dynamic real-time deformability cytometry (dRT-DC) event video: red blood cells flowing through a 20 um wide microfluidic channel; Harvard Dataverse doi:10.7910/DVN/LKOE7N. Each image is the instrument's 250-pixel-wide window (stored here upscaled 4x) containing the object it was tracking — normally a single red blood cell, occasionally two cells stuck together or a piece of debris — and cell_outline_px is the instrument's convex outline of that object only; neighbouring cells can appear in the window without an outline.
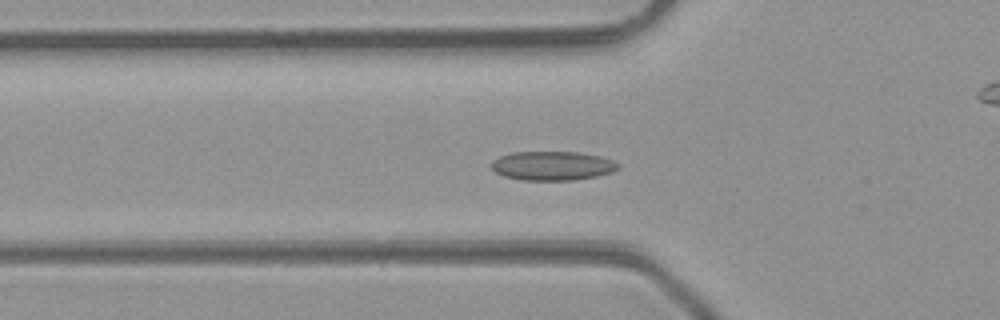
{"species": "common noctule bat (a hibernating species)", "species_latin": "Nyctalus noctula", "temperature_condition": "room temperature", "stored_images_in_passage": 46, "camera_frame_rate_fps": 3000, "um_per_image_px": 0.085, "animal": {"sex": "male", "body_mass_g": 23.1, "forearm_length_mm": 52.7}, "frame": {"image": 1, "passage_image": 13, "time_ms": 4.0, "image_size_px": [1000, 320], "cell_outline_px": [[620, 168], [612, 172], [596, 176], [572, 180], [520, 180], [504, 176], [496, 172], [492, 168], [492, 160], [500, 156], [512, 152], [580, 152], [600, 156], [612, 160], [620, 164]], "centroid_in_image_um": [46.97, 14.09], "position_along_channel_um": 78.8, "area_um2": 21.5}}
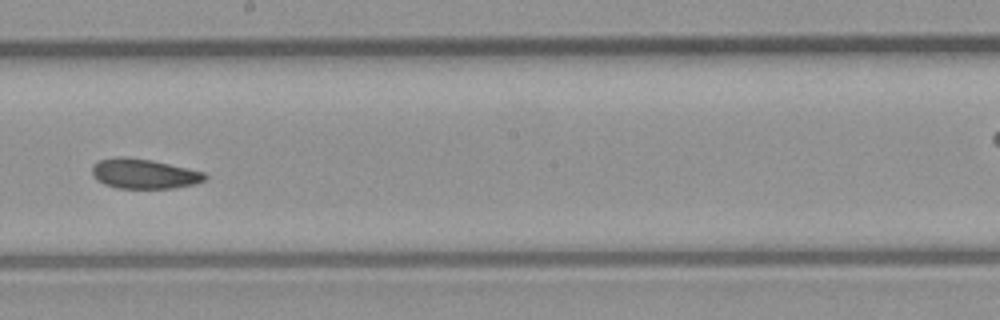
{"frame": {"image": 2, "passage_image": 24, "time_ms": 7.667, "image_size_px": [1000, 320], "cell_outline_px": [[208, 176], [204, 180], [192, 184], [176, 188], [116, 188], [104, 184], [96, 180], [92, 172], [92, 164], [100, 160], [116, 156], [124, 156], [152, 160], [204, 172]], "centroid_in_image_um": [12.2, 14.76], "position_along_channel_um": 236.0, "area_um2": 19.65}}
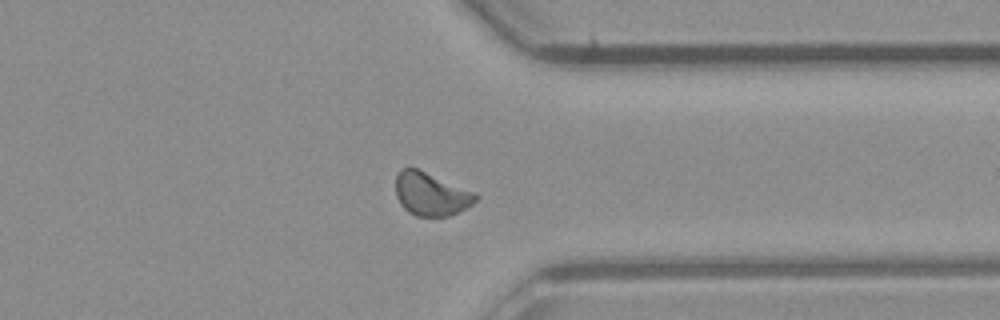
{"frame": {"image": 3, "passage_image": 34, "time_ms": 11.0, "image_size_px": [1000, 320], "cell_outline_px": [[480, 196], [472, 204], [448, 216], [416, 216], [408, 212], [400, 204], [396, 196], [396, 176], [400, 168], [408, 164], [476, 192]], "centroid_in_image_um": [36.6, 16.45], "position_along_channel_um": 374.8, "area_um2": 20.46}, "authors_computed_cell_mechanics": {"area_um2": 19.8832, "velocity_mm_per_s": 4.2578, "shape_relaxation_time_tau1_ms": null, "shape_relaxation_time_tau2_ms": 6.473, "deformation_change_tau1": null, "deformation_change_tau2": 0.0935}}